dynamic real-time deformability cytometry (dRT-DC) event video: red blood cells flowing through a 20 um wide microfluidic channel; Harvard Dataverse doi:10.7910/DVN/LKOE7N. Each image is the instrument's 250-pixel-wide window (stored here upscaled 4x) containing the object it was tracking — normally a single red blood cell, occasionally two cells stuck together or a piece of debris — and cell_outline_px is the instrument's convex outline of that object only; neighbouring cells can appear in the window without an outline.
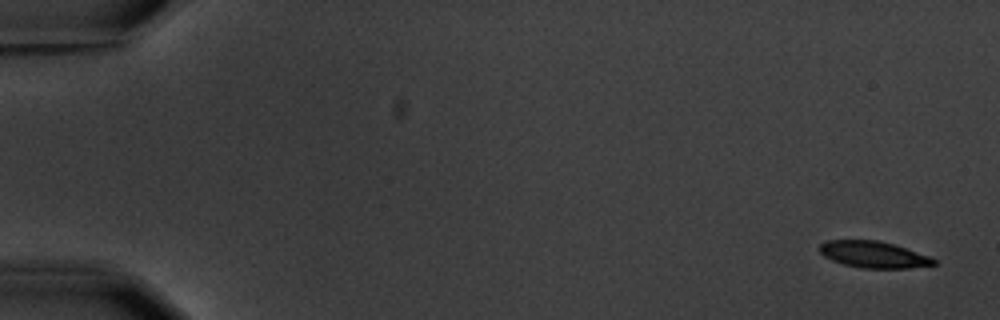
{"species": "common noctule bat (a hibernating species)", "species_latin": "Nyctalus noctula", "temperature_condition": "warm", "stored_images_in_passage": 6, "camera_frame_rate_fps": 3000, "um_per_image_px": 0.085, "animal": {"sex": "male", "body_mass_g": 20.1, "forearm_length_mm": 53.5}, "frame": {"image": 1, "passage_image": 1, "time_ms": 0.0, "image_size_px": [1000, 320], "cell_outline_px": [[936, 264], [908, 268], [864, 268], [844, 264], [832, 260], [824, 256], [820, 252], [820, 244], [828, 240], [876, 240], [892, 244], [928, 256], [936, 260]], "centroid_in_image_um": [74.22, 21.63], "position_along_channel_um": 10.8, "area_um2": 17.28}}
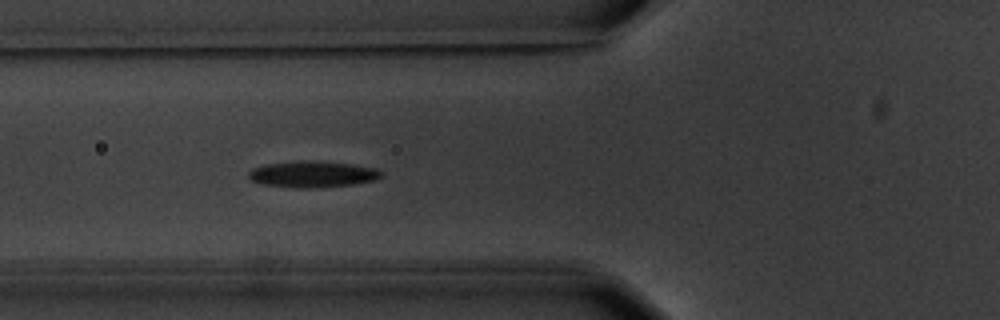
{"frame": {"image": 2, "passage_image": 6, "time_ms": 6.667, "image_size_px": [1000, 320], "cell_outline_px": [[384, 176], [376, 180], [352, 184], [308, 188], [296, 188], [260, 184], [252, 180], [248, 176], [248, 172], [252, 168], [264, 164], [300, 160], [312, 160], [352, 164], [376, 168], [384, 172]], "centroid_in_image_um": [26.57, 14.79], "position_along_channel_um": 99.2, "area_um2": 20.58}}